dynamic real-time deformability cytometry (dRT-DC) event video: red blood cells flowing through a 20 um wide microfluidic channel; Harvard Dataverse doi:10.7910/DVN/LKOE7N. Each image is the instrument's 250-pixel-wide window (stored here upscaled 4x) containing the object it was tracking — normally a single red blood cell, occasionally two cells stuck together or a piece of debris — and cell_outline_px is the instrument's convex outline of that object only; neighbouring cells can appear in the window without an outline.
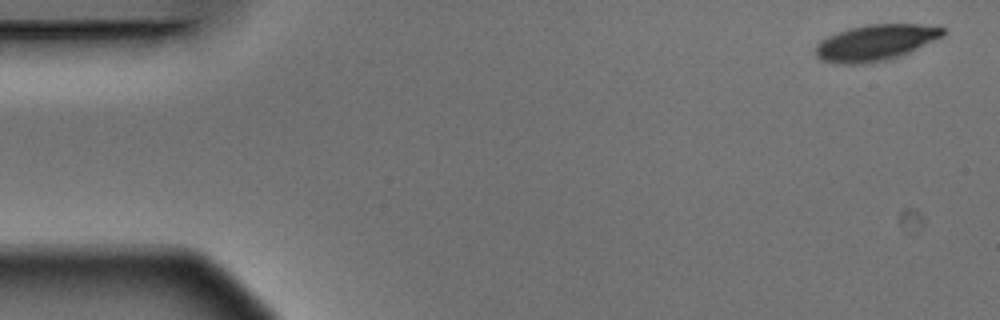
{"species": "Egyptian fruit bat (a non-hibernating species)", "species_latin": "Rousettus aegyptiacus", "temperature_condition": "warm", "stored_images_in_passage": 4, "segment_of_instrument_passage": [2, 2], "camera_frame_rate_fps": 3000, "um_per_image_px": 0.085, "animal": {"sex": "male"}, "frame": {"image": 1, "passage_image": 4, "time_ms": 1.0, "image_size_px": [1000, 320], "cell_outline_px": [[944, 36], [908, 52], [896, 56], [880, 60], [860, 64], [836, 64], [820, 60], [812, 52], [816, 44], [820, 40], [828, 36], [852, 28], [868, 24], [920, 24], [944, 28]], "centroid_in_image_um": [74.34, 3.62], "position_along_channel_um": 10.7, "area_um2": 26.41}}